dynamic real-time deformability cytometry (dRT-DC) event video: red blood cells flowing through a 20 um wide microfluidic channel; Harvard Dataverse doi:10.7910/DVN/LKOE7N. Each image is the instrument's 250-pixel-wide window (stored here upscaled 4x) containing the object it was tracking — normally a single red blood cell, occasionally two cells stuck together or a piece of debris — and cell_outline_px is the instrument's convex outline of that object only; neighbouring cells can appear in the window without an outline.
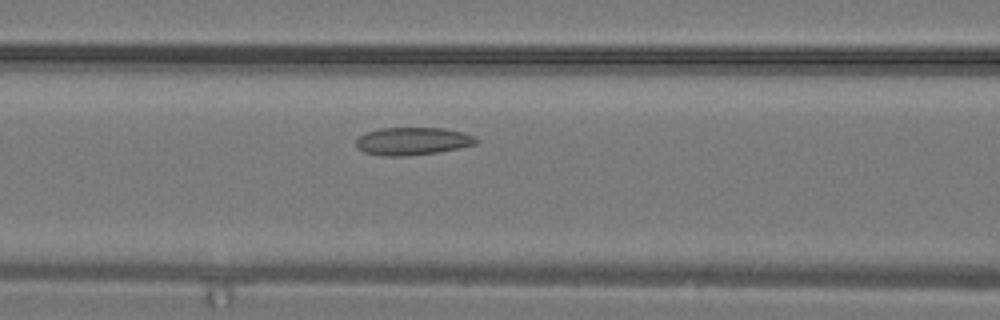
{"species": "common noctule bat (a hibernating species)", "species_latin": "Nyctalus noctula", "temperature_condition": "warm", "stored_images_in_passage": 20, "camera_frame_rate_fps": 3000, "um_per_image_px": 0.085, "animal": {"sex": "male", "body_mass_g": 19.2, "forearm_length_mm": 51.8}, "frame": {"image": 1, "passage_image": 12, "time_ms": 3.667, "image_size_px": [1000, 320], "cell_outline_px": [[480, 140], [476, 144], [460, 148], [436, 152], [408, 156], [384, 156], [364, 152], [356, 148], [356, 140], [364, 132], [380, 128], [444, 128], [464, 132]], "centroid_in_image_um": [35.06, 12.0], "position_along_channel_um": 131.5, "area_um2": 19.54}}
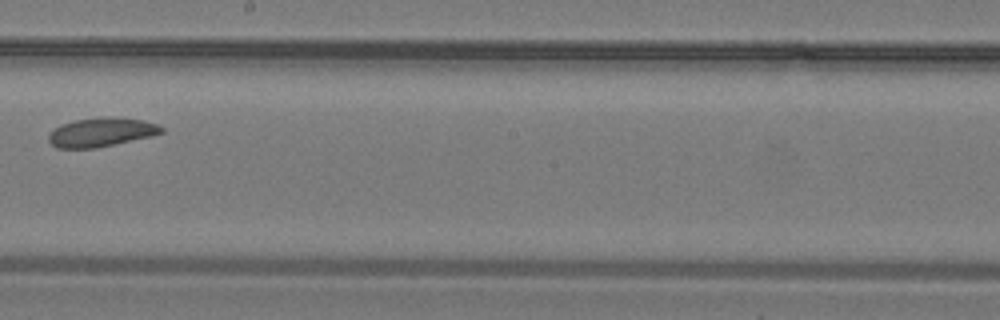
{"frame": {"image": 2, "passage_image": 17, "time_ms": 5.333, "image_size_px": [1000, 320], "cell_outline_px": [[164, 132], [148, 136], [112, 144], [92, 148], [56, 148], [48, 140], [48, 136], [60, 124], [76, 120], [112, 116], [144, 120], [160, 124], [164, 128]], "centroid_in_image_um": [8.62, 11.22], "position_along_channel_um": 239.6, "area_um2": 18.73}}
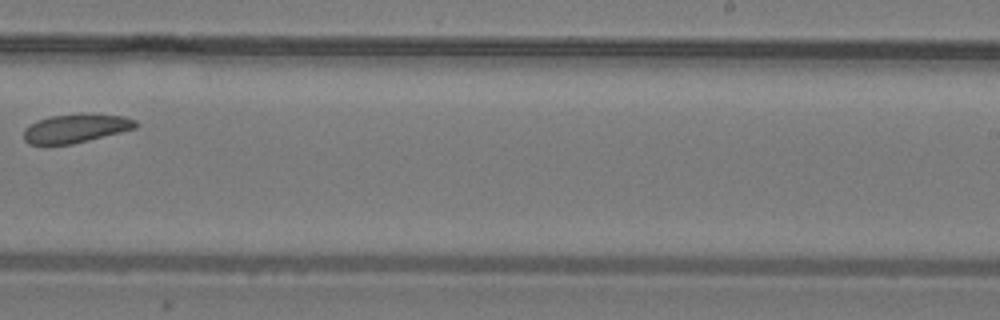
{"frame": {"image": 3, "passage_image": 19, "time_ms": 6.0, "image_size_px": [1000, 320], "cell_outline_px": [[140, 124], [136, 128], [72, 144], [28, 144], [24, 140], [24, 128], [28, 124], [36, 120], [48, 116], [124, 116], [136, 120]], "centroid_in_image_um": [6.38, 10.94], "position_along_channel_um": 282.6, "area_um2": 18.03}}